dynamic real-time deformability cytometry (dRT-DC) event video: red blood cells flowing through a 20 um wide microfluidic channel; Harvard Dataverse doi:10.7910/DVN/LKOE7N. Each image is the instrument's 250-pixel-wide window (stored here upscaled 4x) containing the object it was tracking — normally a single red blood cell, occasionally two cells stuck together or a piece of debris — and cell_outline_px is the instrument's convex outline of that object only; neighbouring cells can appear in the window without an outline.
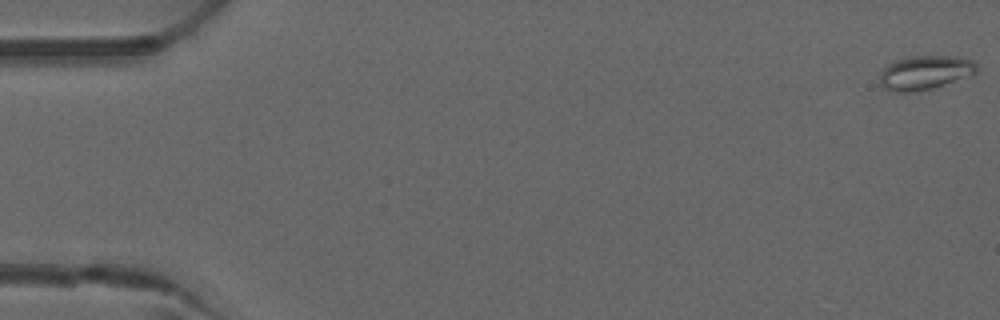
{"species": "common noctule bat (a hibernating species)", "species_latin": "Nyctalus noctula", "temperature_condition": "warm", "stored_images_in_passage": 14, "camera_frame_rate_fps": 3000, "um_per_image_px": 0.085, "animal": {"sex": "male", "forearm_length_mm": 52.5}, "frame": {"image": 1, "passage_image": 1, "time_ms": 0.0, "image_size_px": [1000, 320], "cell_outline_px": [[976, 72], [944, 84], [932, 88], [916, 92], [896, 92], [884, 88], [880, 84], [880, 72], [888, 64], [896, 60], [908, 56], [956, 56], [972, 60], [976, 64]], "centroid_in_image_um": [78.57, 6.16], "position_along_channel_um": 6.4, "area_um2": 19.02}}
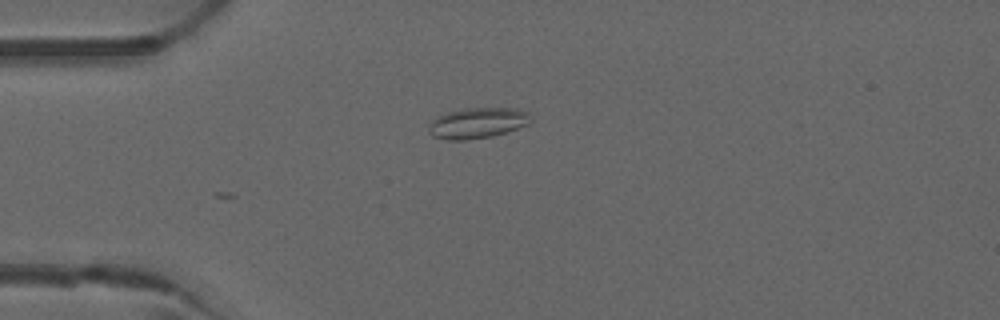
{"frame": {"image": 2, "passage_image": 14, "time_ms": 4.333, "image_size_px": [1000, 320], "cell_outline_px": [[532, 120], [528, 124], [508, 132], [492, 136], [464, 140], [448, 140], [432, 136], [428, 132], [428, 128], [432, 120], [436, 116], [444, 112], [460, 108], [516, 108], [532, 112]], "centroid_in_image_um": [40.6, 10.44], "position_along_channel_um": 44.4, "area_um2": 18.73}}